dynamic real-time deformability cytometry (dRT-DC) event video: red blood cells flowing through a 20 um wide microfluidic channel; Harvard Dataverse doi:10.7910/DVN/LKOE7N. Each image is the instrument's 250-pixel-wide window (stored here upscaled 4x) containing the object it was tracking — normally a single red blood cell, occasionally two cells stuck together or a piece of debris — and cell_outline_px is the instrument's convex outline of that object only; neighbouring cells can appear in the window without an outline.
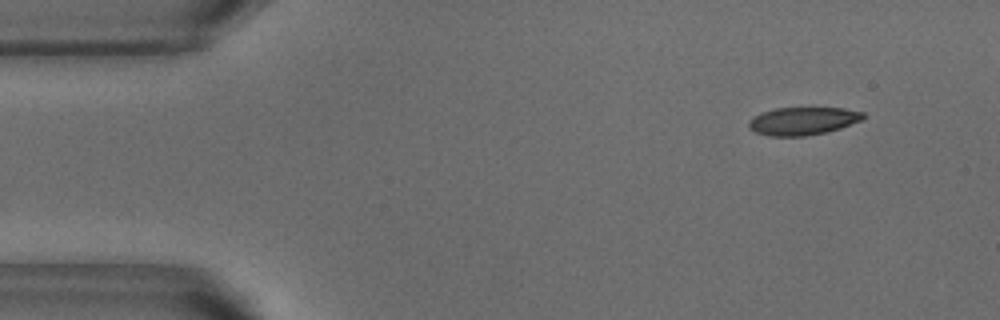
{"species": "common noctule bat (a hibernating species)", "species_latin": "Nyctalus noctula", "temperature_condition": "warm", "stored_images_in_passage": 37, "camera_frame_rate_fps": 3000, "um_per_image_px": 0.085, "animal": {"sex": "male", "body_mass_g": 18.8}, "frame": {"image": 1, "passage_image": 1, "time_ms": 0.0, "image_size_px": [1000, 320], "cell_outline_px": [[864, 116], [860, 120], [840, 128], [828, 132], [804, 136], [768, 136], [756, 132], [748, 128], [748, 120], [760, 112], [776, 108], [844, 108], [864, 112]], "centroid_in_image_um": [68.19, 10.28], "position_along_channel_um": 16.8, "area_um2": 18.61}}
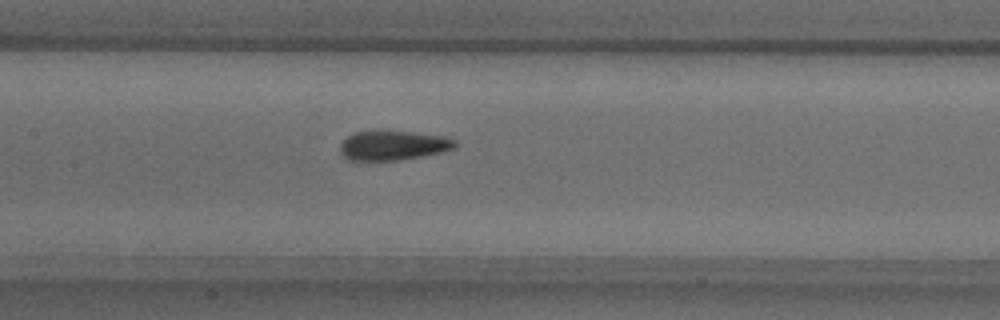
{"frame": {"image": 2, "passage_image": 20, "time_ms": 6.333, "image_size_px": [1000, 320], "cell_outline_px": [[456, 148], [440, 152], [400, 160], [348, 160], [340, 152], [340, 144], [352, 132], [380, 128], [388, 128], [444, 136], [452, 140], [456, 144]], "centroid_in_image_um": [33.36, 12.3], "position_along_channel_um": 174.0, "area_um2": 20.4}}
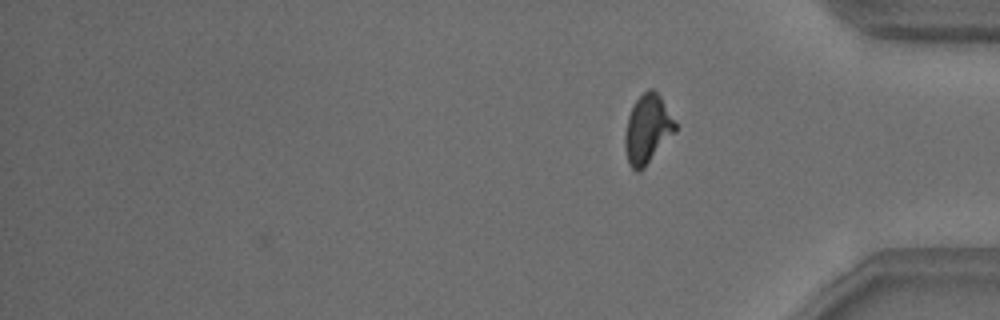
{"frame": {"image": 3, "passage_image": 37, "time_ms": 12.0, "image_size_px": [1000, 320], "cell_outline_px": [[676, 132], [644, 168], [640, 172], [636, 172], [628, 164], [624, 148], [624, 136], [628, 116], [636, 100], [648, 88], [652, 88], [660, 96], [676, 124]], "centroid_in_image_um": [55.02, 11.02], "position_along_channel_um": 380.2, "area_um2": 20.17}, "authors_computed_cell_mechanics": {"area_um2": 20.1722, "velocity_mm_per_s": 3.8343, "shape_relaxation_time_tau1_ms": 6.7408, "shape_relaxation_time_tau2_ms": 1.6527, "deformation_change_tau1": 0.1777, "deformation_change_tau2": 0.0901}}